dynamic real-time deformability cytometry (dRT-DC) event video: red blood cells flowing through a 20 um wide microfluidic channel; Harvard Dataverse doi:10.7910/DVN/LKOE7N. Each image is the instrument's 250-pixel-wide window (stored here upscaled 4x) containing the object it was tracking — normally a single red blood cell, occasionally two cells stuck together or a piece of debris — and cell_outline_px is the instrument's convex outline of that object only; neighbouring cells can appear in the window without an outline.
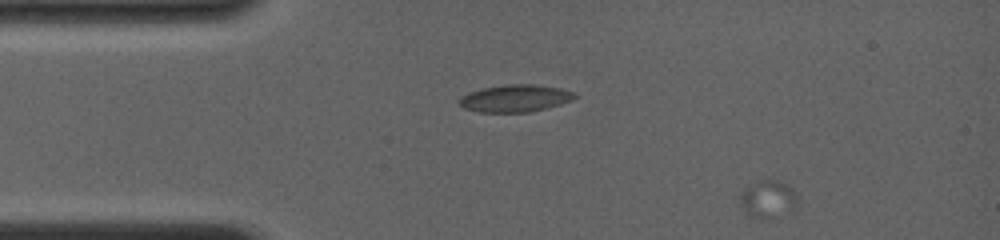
{"species": "common noctule bat (a hibernating species)", "species_latin": "Nyctalus noctula", "temperature_condition": "room temperature", "stored_images_in_passage": 13, "camera_frame_rate_fps": 4000, "um_per_image_px": 0.085, "animal": {"sex": "female", "body_mass_g": 19.0, "forearm_length_mm": 56.7}, "frame": {"image": 1, "passage_image": 1, "time_ms": 0.0, "image_size_px": [1000, 240], "cell_outline_px": [[800, 200], [796, 208], [764, 220], [752, 216], [740, 204], [736, 196], [744, 188], [760, 180], [776, 180], [792, 188], [796, 192]], "centroid_in_image_um": [65.28, 16.91], "position_along_channel_um": 19.7, "area_um2": 12.66}}
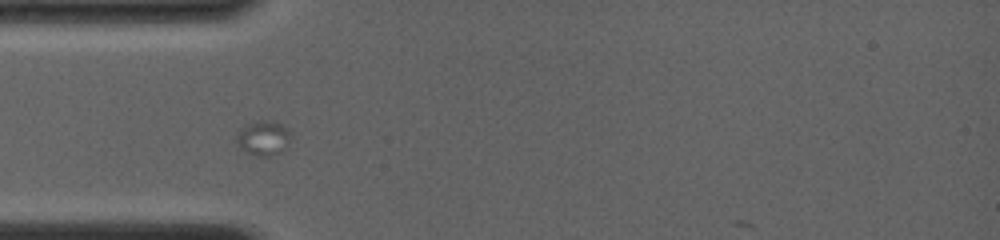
{"frame": {"image": 2, "passage_image": 8, "time_ms": 3.5, "image_size_px": [1000, 240], "cell_outline_px": [[292, 132], [288, 140], [280, 152], [268, 156], [256, 156], [244, 152], [236, 140], [236, 136], [240, 128], [248, 124], [260, 120], [264, 120], [280, 124], [288, 128]], "centroid_in_image_um": [22.35, 11.73], "position_along_channel_um": 62.6, "area_um2": 10.75}}